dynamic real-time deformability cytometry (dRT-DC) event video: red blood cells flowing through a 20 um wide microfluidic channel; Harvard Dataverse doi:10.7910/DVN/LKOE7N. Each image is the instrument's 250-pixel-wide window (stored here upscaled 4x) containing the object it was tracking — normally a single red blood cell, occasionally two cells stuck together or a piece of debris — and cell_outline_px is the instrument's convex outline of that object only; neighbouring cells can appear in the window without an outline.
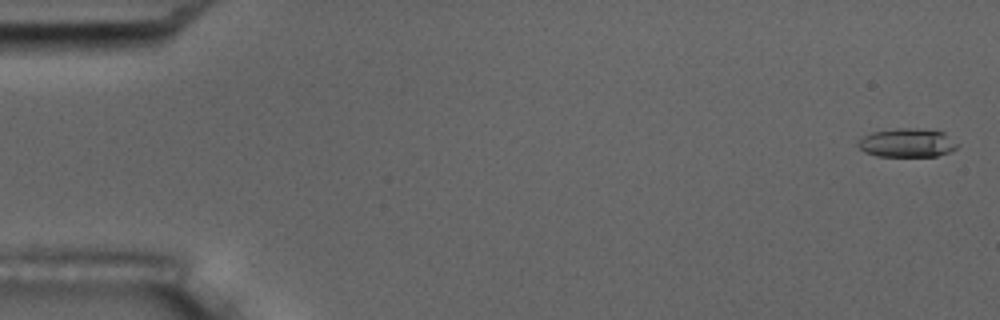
{"species": "common noctule bat (a hibernating species)", "species_latin": "Nyctalus noctula", "temperature_condition": "room temperature", "stored_images_in_passage": 8, "camera_frame_rate_fps": 3000, "um_per_image_px": 0.085, "animal": {"sex": "male", "body_mass_g": 17.5, "forearm_length_mm": 52.3}, "frame": {"image": 1, "passage_image": 1, "time_ms": 0.0, "image_size_px": [1000, 320], "cell_outline_px": [[960, 144], [956, 148], [948, 152], [936, 156], [876, 156], [864, 152], [856, 144], [864, 136], [872, 132], [896, 128], [916, 128], [944, 132]], "centroid_in_image_um": [77.11, 12.14], "position_along_channel_um": 7.9, "area_um2": 16.65}}
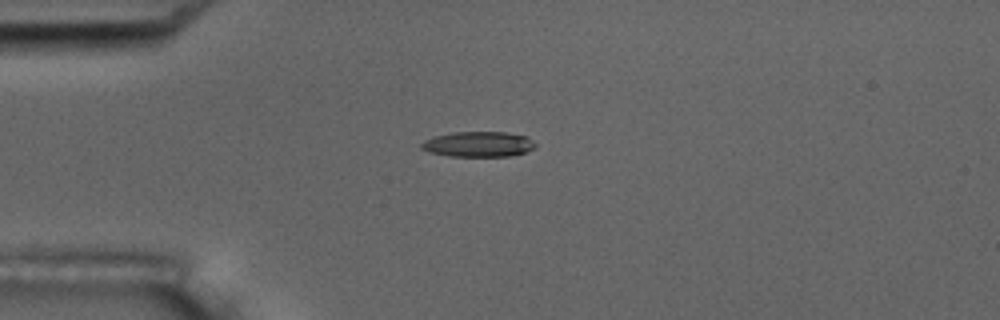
{"frame": {"image": 2, "passage_image": 4, "time_ms": 4.333, "image_size_px": [1000, 320], "cell_outline_px": [[536, 148], [524, 152], [508, 156], [448, 156], [428, 152], [420, 148], [420, 144], [424, 140], [436, 136], [452, 132], [508, 132], [528, 136], [536, 144]], "centroid_in_image_um": [40.66, 12.25], "position_along_channel_um": 44.3, "area_um2": 16.94}}
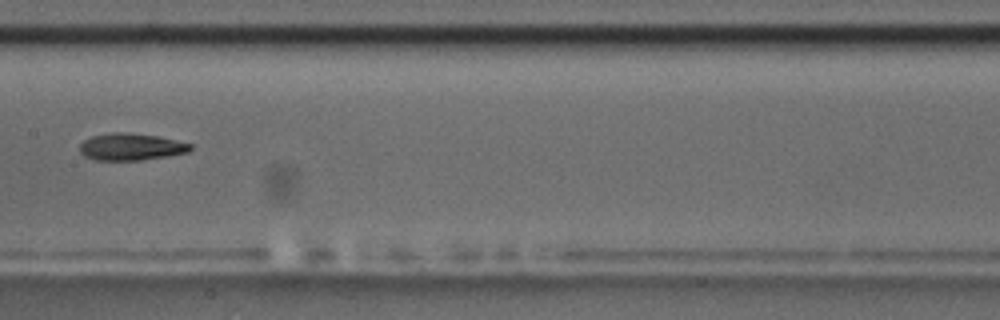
{"frame": {"image": 3, "passage_image": 8, "time_ms": 9.0, "image_size_px": [1000, 320], "cell_outline_px": [[192, 148], [188, 152], [168, 156], [140, 160], [96, 160], [84, 156], [80, 152], [80, 144], [84, 140], [92, 136], [112, 132], [128, 132], [156, 136], [176, 140], [192, 144]], "centroid_in_image_um": [11.13, 12.48], "position_along_channel_um": 196.3, "area_um2": 17.4}}